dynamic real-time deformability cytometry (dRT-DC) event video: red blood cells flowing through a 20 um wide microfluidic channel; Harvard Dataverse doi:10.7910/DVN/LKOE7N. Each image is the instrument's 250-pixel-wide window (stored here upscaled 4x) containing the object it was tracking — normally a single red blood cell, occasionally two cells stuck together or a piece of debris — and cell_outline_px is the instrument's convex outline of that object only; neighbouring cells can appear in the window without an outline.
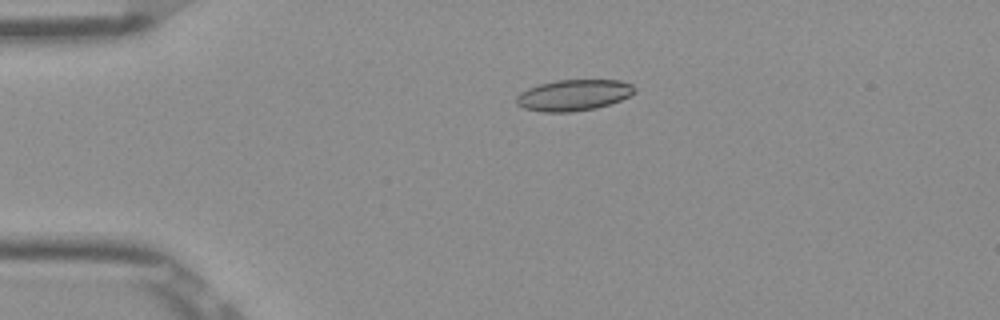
{"species": "Egyptian fruit bat (a non-hibernating species)", "species_latin": "Rousettus aegyptiacus", "temperature_condition": "room temperature", "stored_images_in_passage": 44, "camera_frame_rate_fps": 3000, "um_per_image_px": 0.085, "frame": {"image": 1, "passage_image": 3, "time_ms": 0.667, "image_size_px": [1000, 320], "cell_outline_px": [[636, 92], [620, 100], [596, 108], [572, 112], [544, 112], [524, 108], [516, 104], [516, 96], [520, 92], [528, 88], [540, 84], [556, 80], [620, 80], [632, 84], [636, 88]], "centroid_in_image_um": [48.75, 8.08], "position_along_channel_um": 36.2, "area_um2": 21.44}}
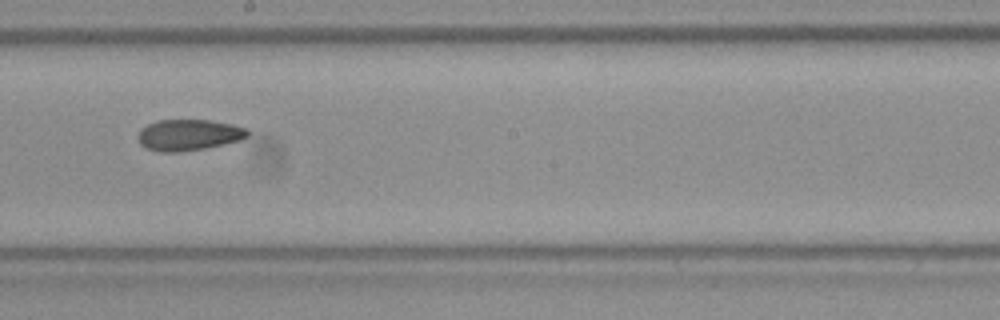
{"frame": {"image": 2, "passage_image": 21, "time_ms": 6.667, "image_size_px": [1000, 320], "cell_outline_px": [[248, 136], [240, 140], [224, 144], [204, 148], [180, 152], [160, 152], [144, 148], [140, 144], [136, 136], [140, 128], [156, 120], [208, 120], [232, 124], [248, 128]], "centroid_in_image_um": [15.99, 11.47], "position_along_channel_um": 232.2, "area_um2": 20.11}}
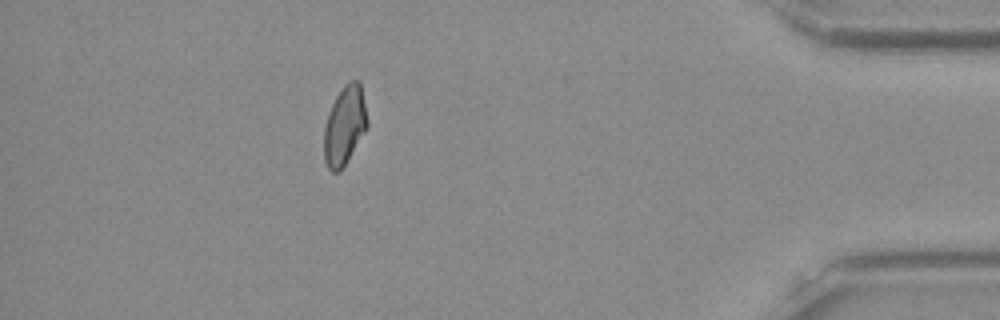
{"frame": {"image": 3, "passage_image": 38, "time_ms": 12.333, "image_size_px": [1000, 320], "cell_outline_px": [[368, 124], [364, 132], [340, 172], [332, 172], [328, 168], [324, 160], [324, 128], [328, 112], [336, 96], [344, 84], [348, 80], [356, 80], [360, 84], [368, 120]], "centroid_in_image_um": [29.27, 10.67], "position_along_channel_um": 405.9, "area_um2": 19.71}, "authors_computed_cell_mechanics": {"area_um2": 20.1144, "velocity_mm_per_s": 3.9108, "shape_relaxation_time_tau1_ms": null, "shape_relaxation_time_tau2_ms": 3.7207, "deformation_change_tau1": null, "deformation_change_tau2": 0.0917}}